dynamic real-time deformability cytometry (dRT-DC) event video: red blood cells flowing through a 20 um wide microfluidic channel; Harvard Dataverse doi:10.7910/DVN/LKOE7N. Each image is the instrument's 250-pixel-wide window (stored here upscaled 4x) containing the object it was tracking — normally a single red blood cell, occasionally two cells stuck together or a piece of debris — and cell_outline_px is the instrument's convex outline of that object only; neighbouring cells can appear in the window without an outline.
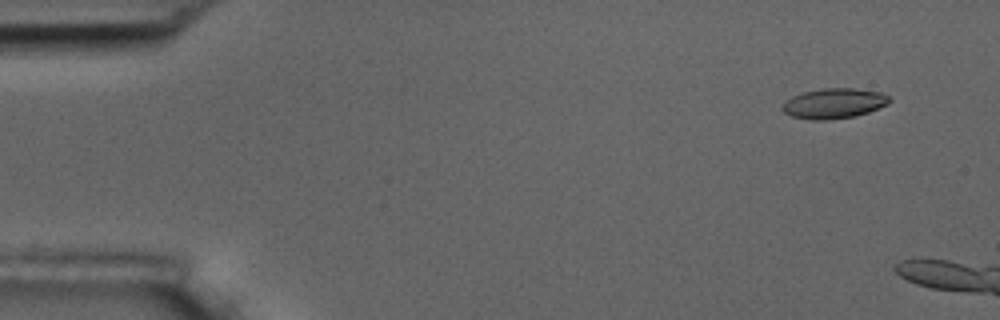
{"species": "common noctule bat (a hibernating species)", "species_latin": "Nyctalus noctula", "temperature_condition": "room temperature", "stored_images_in_passage": 4, "camera_frame_rate_fps": 3000, "um_per_image_px": 0.085, "animal": {"sex": "male", "body_mass_g": 17.5, "forearm_length_mm": 52.3}, "frame": {"image": 1, "passage_image": 1, "time_ms": 0.0, "image_size_px": [1000, 320], "cell_outline_px": [[892, 100], [888, 104], [868, 112], [856, 116], [832, 120], [808, 120], [792, 116], [784, 112], [780, 108], [784, 100], [792, 96], [804, 92], [824, 88], [856, 88], [880, 92], [888, 96]], "centroid_in_image_um": [70.86, 8.8], "position_along_channel_um": 14.1, "area_um2": 19.07}}